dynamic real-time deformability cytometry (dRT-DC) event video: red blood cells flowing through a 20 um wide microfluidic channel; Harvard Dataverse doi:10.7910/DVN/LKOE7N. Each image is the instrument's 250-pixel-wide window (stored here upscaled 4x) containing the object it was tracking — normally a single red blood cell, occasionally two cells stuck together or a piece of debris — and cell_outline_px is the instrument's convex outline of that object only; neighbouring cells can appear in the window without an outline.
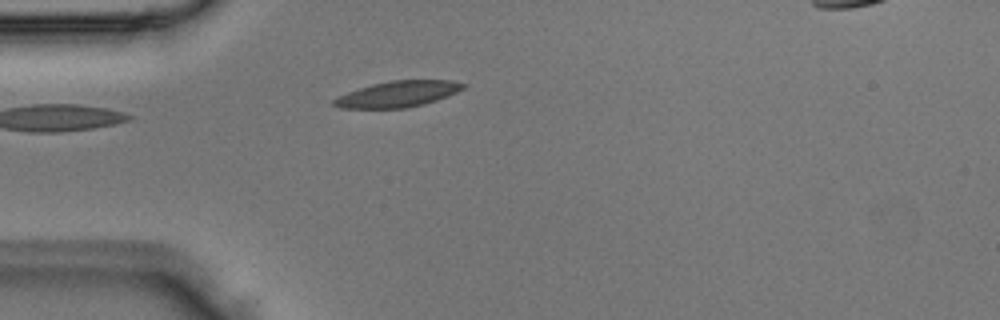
{"species": "Egyptian fruit bat (a non-hibernating species)", "species_latin": "Rousettus aegyptiacus", "temperature_condition": "room temperature", "stored_images_in_passage": 1, "camera_frame_rate_fps": 3000, "um_per_image_px": 0.085, "animal": {"sex": "male"}, "frame": {"image": 1, "passage_image": 1, "time_ms": 0.0, "image_size_px": [1000, 320], "cell_outline_px": [[468, 84], [464, 88], [456, 92], [436, 100], [424, 104], [408, 108], [340, 108], [332, 104], [332, 100], [348, 92], [372, 84], [388, 80], [452, 80]], "centroid_in_image_um": [33.84, 7.99], "position_along_channel_um": 51.2, "area_um2": 19.54}}